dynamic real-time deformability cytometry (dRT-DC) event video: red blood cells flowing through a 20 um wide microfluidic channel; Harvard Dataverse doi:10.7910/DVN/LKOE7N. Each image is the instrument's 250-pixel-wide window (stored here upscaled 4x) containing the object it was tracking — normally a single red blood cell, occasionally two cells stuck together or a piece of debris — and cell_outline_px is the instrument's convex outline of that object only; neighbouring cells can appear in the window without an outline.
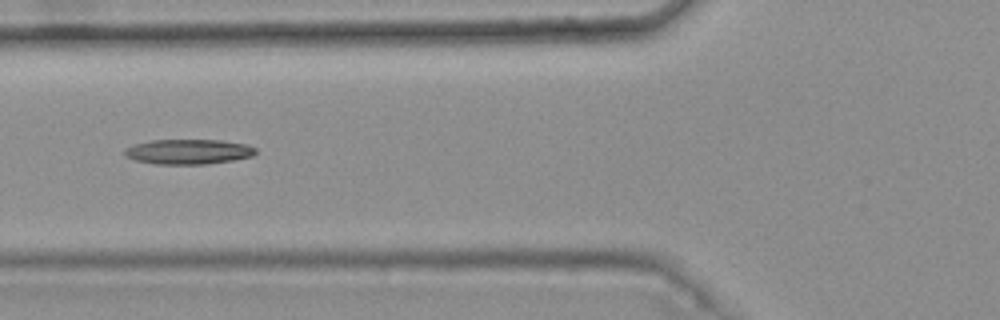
{"species": "common noctule bat (a hibernating species)", "species_latin": "Nyctalus noctula", "temperature_condition": "warm", "stored_images_in_passage": 6, "camera_frame_rate_fps": 3000, "um_per_image_px": 0.085, "animal": {"sex": "female", "body_mass_g": 25.1}, "frame": {"image": 1, "passage_image": 4, "time_ms": 1.0, "image_size_px": [1000, 320], "cell_outline_px": [[256, 152], [252, 156], [232, 160], [208, 164], [156, 164], [136, 160], [124, 156], [124, 152], [128, 148], [136, 144], [152, 140], [220, 140], [248, 144], [256, 148]], "centroid_in_image_um": [16.05, 12.89], "position_along_channel_um": 109.8, "area_um2": 18.96}}
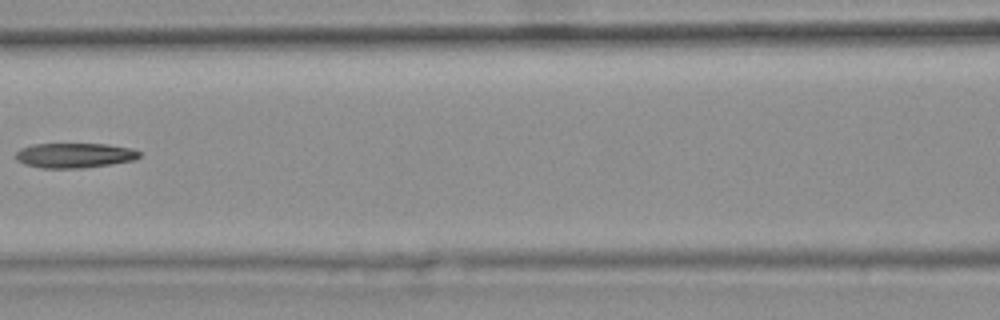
{"frame": {"image": 2, "passage_image": 5, "time_ms": 1.333, "image_size_px": [1000, 320], "cell_outline_px": [[140, 156], [136, 160], [112, 164], [84, 168], [40, 168], [24, 164], [16, 160], [16, 152], [20, 148], [32, 144], [108, 144], [132, 148], [140, 152]], "centroid_in_image_um": [6.34, 13.21], "position_along_channel_um": 160.3, "area_um2": 18.15}}